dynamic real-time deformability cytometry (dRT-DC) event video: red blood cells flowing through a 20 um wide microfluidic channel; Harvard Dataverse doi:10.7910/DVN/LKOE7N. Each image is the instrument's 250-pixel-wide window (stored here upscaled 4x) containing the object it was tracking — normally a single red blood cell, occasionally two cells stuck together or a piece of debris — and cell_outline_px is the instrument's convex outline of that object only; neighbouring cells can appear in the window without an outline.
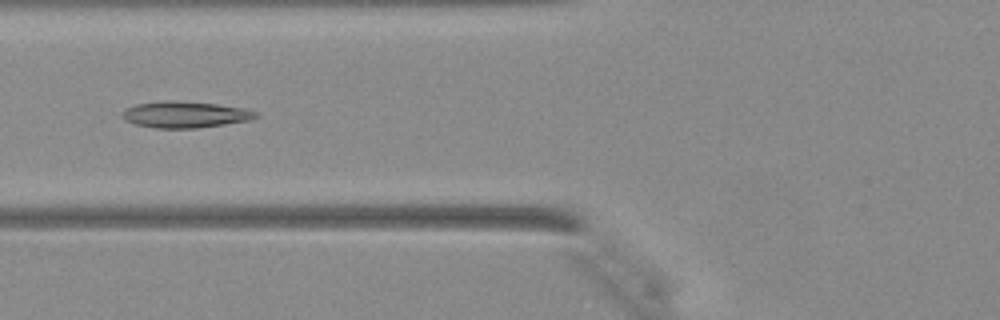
{"species": "Egyptian fruit bat (a non-hibernating species)", "species_latin": "Rousettus aegyptiacus", "temperature_condition": "warm", "stored_images_in_passage": 30, "camera_frame_rate_fps": 3000, "um_per_image_px": 0.085, "animal": {"sex": "female"}, "frame": {"image": 1, "passage_image": 9, "time_ms": 2.667, "image_size_px": [1000, 320], "cell_outline_px": [[260, 116], [252, 120], [196, 128], [156, 128], [136, 124], [124, 120], [120, 116], [128, 108], [136, 104], [164, 100], [172, 100], [216, 104], [244, 108], [256, 112]], "centroid_in_image_um": [15.75, 9.73], "position_along_channel_um": 110.1, "area_um2": 20.46}}
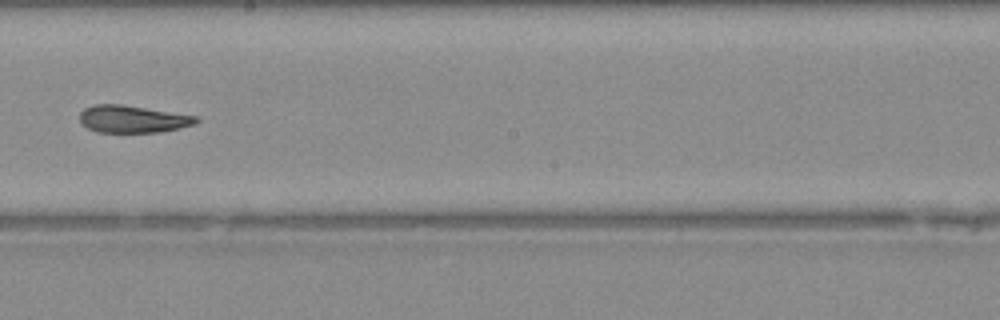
{"frame": {"image": 2, "passage_image": 17, "time_ms": 5.333, "image_size_px": [1000, 320], "cell_outline_px": [[200, 120], [192, 124], [176, 128], [156, 132], [96, 132], [80, 124], [80, 112], [84, 108], [92, 104], [124, 104], [196, 116]], "centroid_in_image_um": [11.19, 10.1], "position_along_channel_um": 237.0, "area_um2": 18.44}}
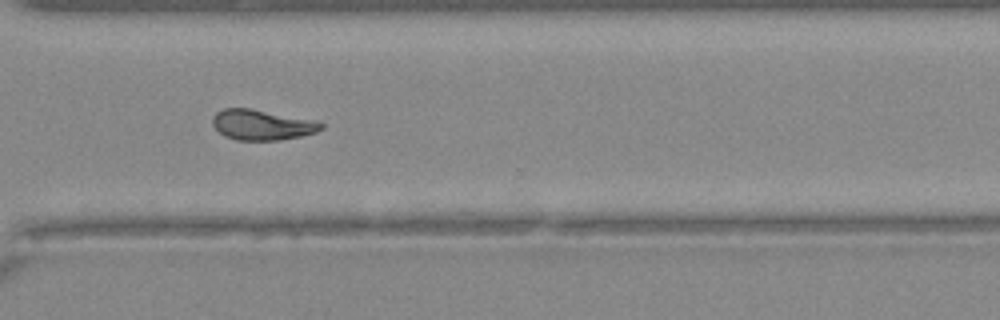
{"frame": {"image": 3, "passage_image": 24, "time_ms": 7.667, "image_size_px": [1000, 320], "cell_outline_px": [[324, 128], [316, 132], [300, 136], [280, 140], [236, 140], [224, 136], [212, 124], [212, 116], [216, 112], [224, 108], [248, 108], [320, 120], [324, 124]], "centroid_in_image_um": [22.31, 10.6], "position_along_channel_um": 348.3, "area_um2": 19.48}}